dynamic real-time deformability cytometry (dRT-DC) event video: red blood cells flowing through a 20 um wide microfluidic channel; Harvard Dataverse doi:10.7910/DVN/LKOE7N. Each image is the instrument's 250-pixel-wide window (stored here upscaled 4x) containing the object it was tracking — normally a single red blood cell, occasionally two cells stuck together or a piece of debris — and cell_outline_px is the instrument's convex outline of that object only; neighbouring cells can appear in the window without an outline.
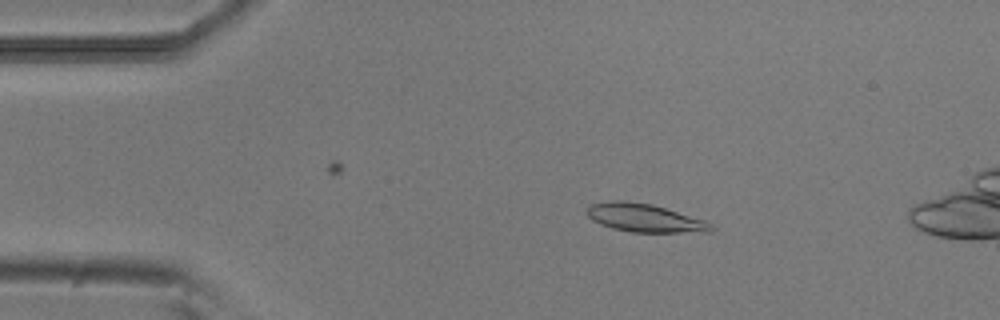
{"species": "common noctule bat (a hibernating species)", "species_latin": "Nyctalus noctula", "temperature_condition": "room temperature", "stored_images_in_passage": 48, "camera_frame_rate_fps": 3000, "um_per_image_px": 0.085, "animal": {"sex": "male", "body_mass_g": 20.5, "forearm_length_mm": 52.5}, "frame": {"image": 1, "passage_image": 6, "time_ms": 1.667, "image_size_px": [1000, 320], "cell_outline_px": [[716, 228], [708, 232], [632, 232], [612, 228], [600, 224], [592, 220], [584, 212], [588, 204], [616, 200], [620, 200], [652, 204], [704, 220], [712, 224]], "centroid_in_image_um": [54.75, 18.52], "position_along_channel_um": 30.2, "area_um2": 20.46}}
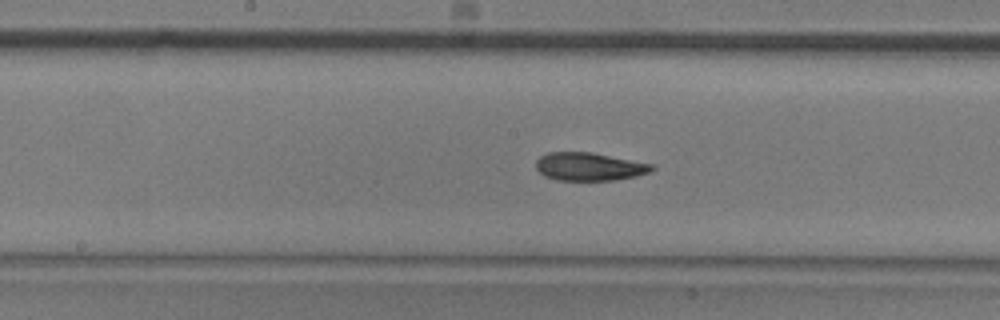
{"frame": {"image": 2, "passage_image": 23, "time_ms": 7.333, "image_size_px": [1000, 320], "cell_outline_px": [[656, 168], [652, 172], [636, 176], [612, 180], [556, 180], [544, 176], [536, 168], [536, 160], [540, 156], [548, 152], [592, 152], [652, 164]], "centroid_in_image_um": [50.09, 14.16], "position_along_channel_um": 198.1, "area_um2": 19.02}}
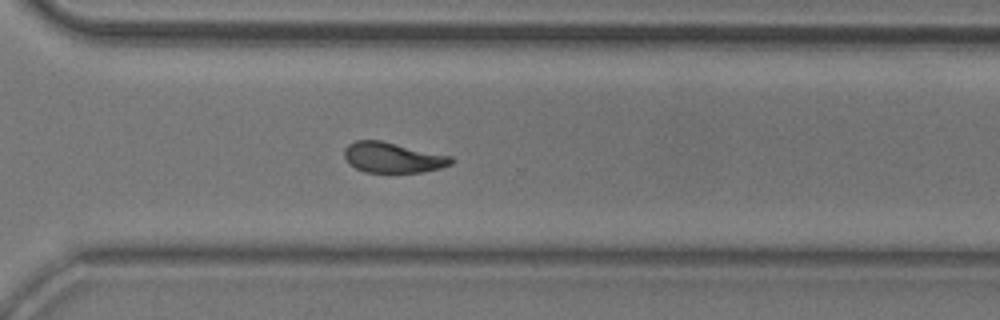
{"frame": {"image": 3, "passage_image": 34, "time_ms": 11.0, "image_size_px": [1000, 320], "cell_outline_px": [[456, 160], [452, 164], [440, 168], [424, 172], [364, 172], [348, 164], [344, 156], [344, 148], [348, 144], [356, 140], [380, 140], [452, 156]], "centroid_in_image_um": [33.39, 13.39], "position_along_channel_um": 337.2, "area_um2": 19.07}, "authors_computed_cell_mechanics": {"area_um2": 19.1029, "velocity_mm_per_s": 3.8105, "shape_relaxation_time_tau1_ms": 4.071, "shape_relaxation_time_tau2_ms": 3.0862, "deformation_change_tau1": 0.1409, "deformation_change_tau2": 0.0862}}